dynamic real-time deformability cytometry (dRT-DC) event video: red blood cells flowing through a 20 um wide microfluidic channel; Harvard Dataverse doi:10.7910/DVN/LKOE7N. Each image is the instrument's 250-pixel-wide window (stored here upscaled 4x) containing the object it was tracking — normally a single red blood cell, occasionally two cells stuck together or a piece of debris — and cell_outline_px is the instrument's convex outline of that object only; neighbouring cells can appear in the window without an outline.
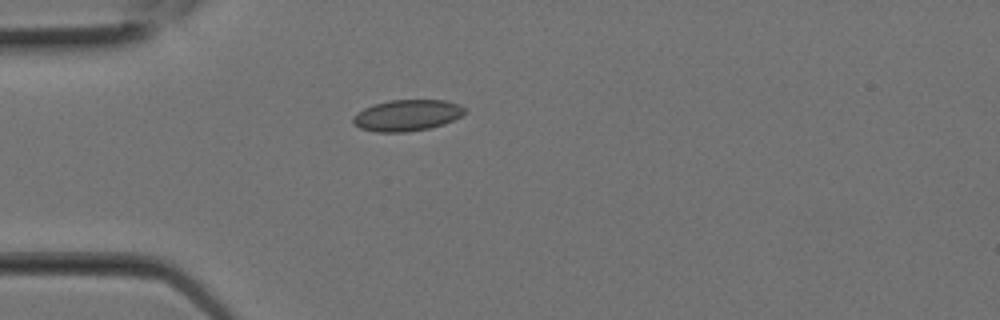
{"species": "Egyptian fruit bat (a non-hibernating species)", "species_latin": "Rousettus aegyptiacus", "temperature_condition": "room temperature", "stored_images_in_passage": 2, "camera_frame_rate_fps": 3000, "um_per_image_px": 0.085, "animal": {"sex": "female"}, "frame": {"image": 1, "passage_image": 2, "time_ms": 0.333, "image_size_px": [1000, 320], "cell_outline_px": [[468, 112], [444, 124], [428, 128], [404, 132], [376, 132], [360, 128], [352, 124], [352, 116], [364, 108], [372, 104], [388, 100], [448, 100], [460, 104], [468, 108]], "centroid_in_image_um": [34.61, 9.79], "position_along_channel_um": 50.4, "area_um2": 20.63}}